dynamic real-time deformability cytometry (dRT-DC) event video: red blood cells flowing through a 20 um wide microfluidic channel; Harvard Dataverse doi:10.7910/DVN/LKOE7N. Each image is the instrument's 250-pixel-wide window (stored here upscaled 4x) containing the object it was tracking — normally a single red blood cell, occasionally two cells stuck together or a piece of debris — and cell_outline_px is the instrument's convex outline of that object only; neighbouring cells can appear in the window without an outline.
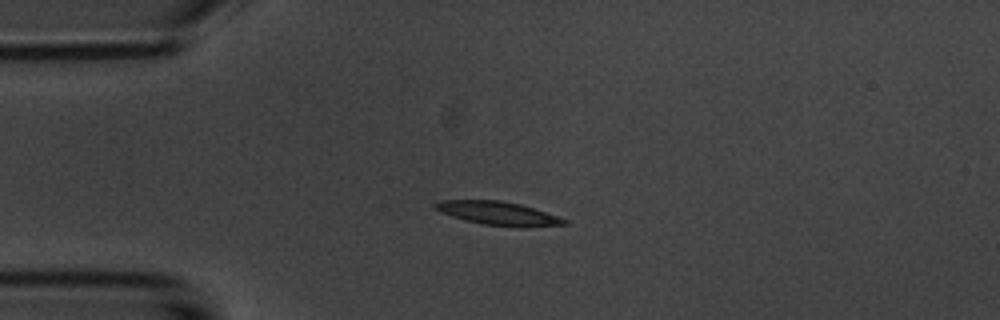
{"species": "common noctule bat (a hibernating species)", "species_latin": "Nyctalus noctula", "temperature_condition": "room temperature", "stored_images_in_passage": 12, "camera_frame_rate_fps": 3000, "um_per_image_px": 0.085, "animal": {"sex": "male", "body_mass_g": 20.1, "forearm_length_mm": 53.5}, "frame": {"image": 1, "passage_image": 3, "time_ms": 3.0, "image_size_px": [1000, 320], "cell_outline_px": [[568, 224], [524, 228], [484, 224], [464, 220], [440, 212], [432, 204], [440, 200], [500, 200], [520, 204], [568, 220]], "centroid_in_image_um": [42.34, 18.14], "position_along_channel_um": 42.7, "area_um2": 17.63}}
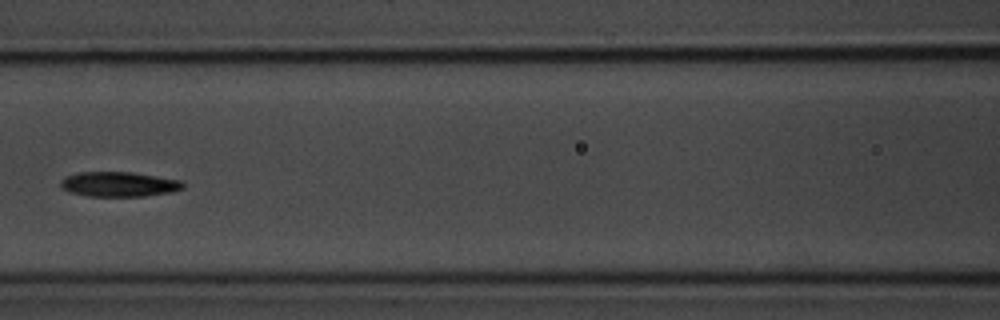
{"frame": {"image": 2, "passage_image": 6, "time_ms": 6.667, "image_size_px": [1000, 320], "cell_outline_px": [[184, 188], [172, 192], [144, 196], [88, 196], [68, 192], [60, 188], [60, 180], [64, 176], [80, 172], [132, 172], [180, 180], [184, 184]], "centroid_in_image_um": [10.06, 15.66], "position_along_channel_um": 156.5, "area_um2": 17.86}}
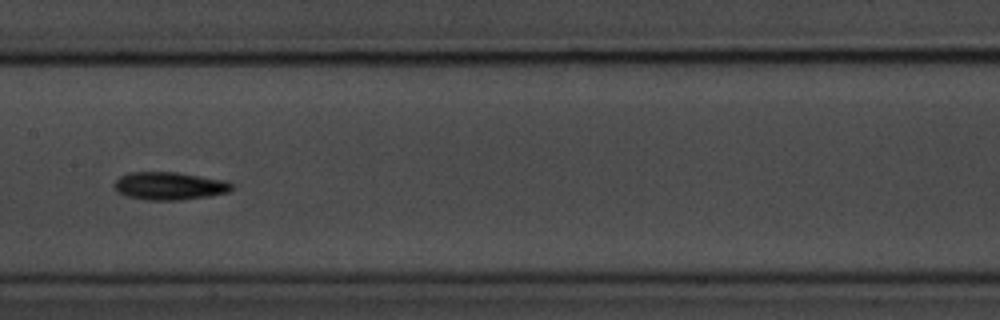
{"frame": {"image": 3, "passage_image": 7, "time_ms": 7.667, "image_size_px": [1000, 320], "cell_outline_px": [[232, 188], [228, 192], [208, 196], [180, 200], [144, 200], [128, 196], [116, 192], [112, 184], [120, 176], [128, 172], [176, 172], [228, 180], [232, 184]], "centroid_in_image_um": [14.37, 15.8], "position_along_channel_um": 193.0, "area_um2": 19.25}, "authors_computed_cell_mechanics": {"area_um2": 17.7157, "velocity_mm_per_s": 3.64, "shape_relaxation_time_tau1_ms": 4.287, "shape_relaxation_time_tau2_ms": null, "deformation_change_tau1": 0.1215, "deformation_change_tau2": null}}